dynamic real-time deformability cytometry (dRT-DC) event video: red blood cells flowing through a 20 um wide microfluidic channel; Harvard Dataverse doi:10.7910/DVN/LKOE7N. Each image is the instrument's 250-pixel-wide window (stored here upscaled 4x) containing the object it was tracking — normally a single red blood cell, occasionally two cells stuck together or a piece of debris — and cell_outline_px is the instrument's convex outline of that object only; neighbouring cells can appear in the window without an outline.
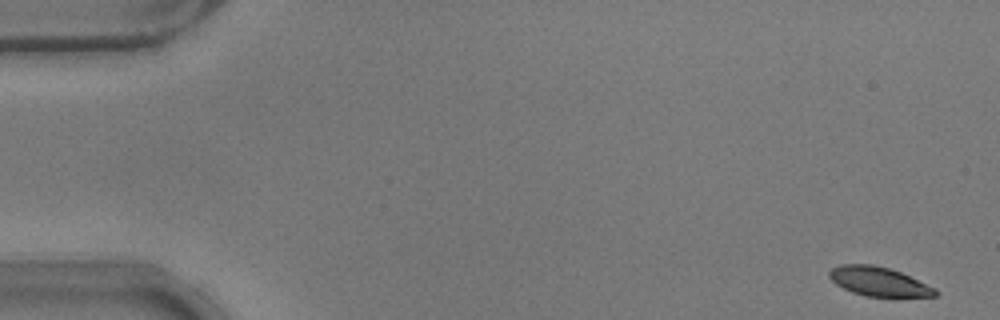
{"species": "common noctule bat (a hibernating species)", "species_latin": "Nyctalus noctula", "temperature_condition": "warm", "stored_images_in_passage": 53, "camera_frame_rate_fps": 3000, "um_per_image_px": 0.085, "animal": {"sex": "male", "body_mass_g": 17.9}, "frame": {"image": 1, "passage_image": 1, "time_ms": 0.0, "image_size_px": [1000, 320], "cell_outline_px": [[940, 292], [936, 296], [864, 296], [852, 292], [836, 284], [828, 276], [828, 272], [832, 268], [840, 264], [872, 264], [888, 268], [900, 272], [936, 288]], "centroid_in_image_um": [74.68, 23.92], "position_along_channel_um": 10.3, "area_um2": 17.86}}
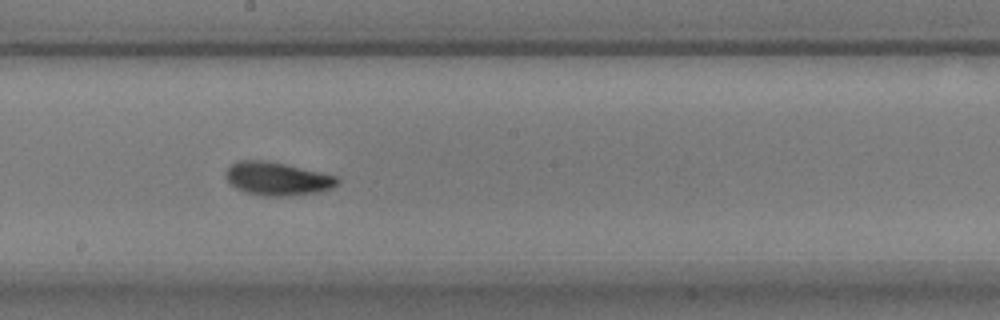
{"frame": {"image": 2, "passage_image": 29, "time_ms": 9.333, "image_size_px": [1000, 320], "cell_outline_px": [[340, 180], [332, 188], [320, 192], [284, 196], [264, 196], [244, 192], [236, 188], [224, 176], [224, 172], [232, 164], [240, 160], [260, 160], [284, 164], [320, 172], [336, 176]], "centroid_in_image_um": [23.55, 15.2], "position_along_channel_um": 224.6, "area_um2": 21.44}}
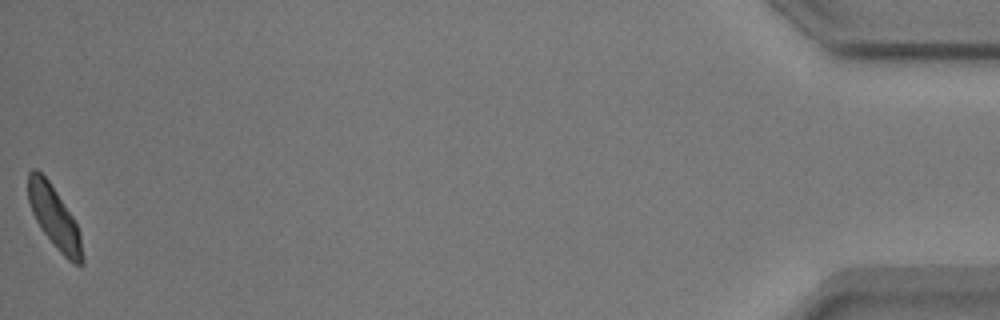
{"frame": {"image": 3, "passage_image": 53, "time_ms": 17.333, "image_size_px": [1000, 320], "cell_outline_px": [[84, 264], [72, 264], [56, 248], [40, 228], [32, 212], [28, 200], [28, 172], [32, 168], [36, 168], [48, 180], [72, 216], [80, 232], [84, 256]], "centroid_in_image_um": [4.63, 18.51], "position_along_channel_um": 430.6, "area_um2": 19.48}, "authors_computed_cell_mechanics": {"area_um2": 19.8832, "velocity_mm_per_s": 3.7563, "shape_relaxation_time_tau1_ms": 2.4262, "shape_relaxation_time_tau2_ms": 3.8289, "deformation_change_tau1": 0.1277, "deformation_change_tau2": 0.104}}